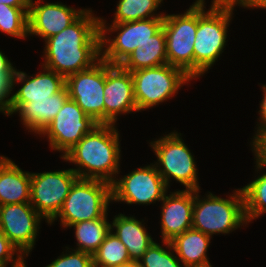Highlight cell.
<instances>
[{
	"mask_svg": "<svg viewBox=\"0 0 266 267\" xmlns=\"http://www.w3.org/2000/svg\"><path fill=\"white\" fill-rule=\"evenodd\" d=\"M44 63L65 78L92 67L101 59L100 17L85 11L67 28L45 40Z\"/></svg>",
	"mask_w": 266,
	"mask_h": 267,
	"instance_id": "6da1fadb",
	"label": "cell"
},
{
	"mask_svg": "<svg viewBox=\"0 0 266 267\" xmlns=\"http://www.w3.org/2000/svg\"><path fill=\"white\" fill-rule=\"evenodd\" d=\"M116 124H98L62 157L75 164L78 178L112 184L120 173L121 148ZM115 176V177H114Z\"/></svg>",
	"mask_w": 266,
	"mask_h": 267,
	"instance_id": "7a4b0ae2",
	"label": "cell"
},
{
	"mask_svg": "<svg viewBox=\"0 0 266 267\" xmlns=\"http://www.w3.org/2000/svg\"><path fill=\"white\" fill-rule=\"evenodd\" d=\"M205 0H197V33L194 41V79L205 74L224 52L234 5L212 0L205 11ZM205 8V9H204Z\"/></svg>",
	"mask_w": 266,
	"mask_h": 267,
	"instance_id": "3957f363",
	"label": "cell"
},
{
	"mask_svg": "<svg viewBox=\"0 0 266 267\" xmlns=\"http://www.w3.org/2000/svg\"><path fill=\"white\" fill-rule=\"evenodd\" d=\"M199 191L194 190L192 228L212 238L213 234H229L248 224L241 188L235 189L227 199L211 192L201 199Z\"/></svg>",
	"mask_w": 266,
	"mask_h": 267,
	"instance_id": "277c9868",
	"label": "cell"
},
{
	"mask_svg": "<svg viewBox=\"0 0 266 267\" xmlns=\"http://www.w3.org/2000/svg\"><path fill=\"white\" fill-rule=\"evenodd\" d=\"M112 202L111 184L93 179L77 178L57 216L63 228L86 220L103 218Z\"/></svg>",
	"mask_w": 266,
	"mask_h": 267,
	"instance_id": "5b68a950",
	"label": "cell"
},
{
	"mask_svg": "<svg viewBox=\"0 0 266 267\" xmlns=\"http://www.w3.org/2000/svg\"><path fill=\"white\" fill-rule=\"evenodd\" d=\"M181 135L174 131L150 142V147L157 157L154 165L167 188L170 186L169 181L174 179L184 185L186 190H200L194 155L180 137Z\"/></svg>",
	"mask_w": 266,
	"mask_h": 267,
	"instance_id": "8992f818",
	"label": "cell"
},
{
	"mask_svg": "<svg viewBox=\"0 0 266 267\" xmlns=\"http://www.w3.org/2000/svg\"><path fill=\"white\" fill-rule=\"evenodd\" d=\"M163 21L164 17H154L106 26V20L100 18L101 58L112 65H120L162 28ZM109 32H117L114 39L105 35Z\"/></svg>",
	"mask_w": 266,
	"mask_h": 267,
	"instance_id": "52a82bcc",
	"label": "cell"
},
{
	"mask_svg": "<svg viewBox=\"0 0 266 267\" xmlns=\"http://www.w3.org/2000/svg\"><path fill=\"white\" fill-rule=\"evenodd\" d=\"M131 74L138 112L174 97L182 85L193 80L170 64L132 71Z\"/></svg>",
	"mask_w": 266,
	"mask_h": 267,
	"instance_id": "ba28073f",
	"label": "cell"
},
{
	"mask_svg": "<svg viewBox=\"0 0 266 267\" xmlns=\"http://www.w3.org/2000/svg\"><path fill=\"white\" fill-rule=\"evenodd\" d=\"M167 64L194 79V41L197 33V0L183 14H166L162 25Z\"/></svg>",
	"mask_w": 266,
	"mask_h": 267,
	"instance_id": "9c48e42d",
	"label": "cell"
},
{
	"mask_svg": "<svg viewBox=\"0 0 266 267\" xmlns=\"http://www.w3.org/2000/svg\"><path fill=\"white\" fill-rule=\"evenodd\" d=\"M77 178L78 175L72 168L31 173L30 204L48 224L61 210Z\"/></svg>",
	"mask_w": 266,
	"mask_h": 267,
	"instance_id": "30bf717a",
	"label": "cell"
},
{
	"mask_svg": "<svg viewBox=\"0 0 266 267\" xmlns=\"http://www.w3.org/2000/svg\"><path fill=\"white\" fill-rule=\"evenodd\" d=\"M167 186L154 163L134 169L111 184L112 202L149 205L162 201Z\"/></svg>",
	"mask_w": 266,
	"mask_h": 267,
	"instance_id": "8fae6325",
	"label": "cell"
},
{
	"mask_svg": "<svg viewBox=\"0 0 266 267\" xmlns=\"http://www.w3.org/2000/svg\"><path fill=\"white\" fill-rule=\"evenodd\" d=\"M105 80L106 61L102 58L92 67L66 77L69 98L98 124H104Z\"/></svg>",
	"mask_w": 266,
	"mask_h": 267,
	"instance_id": "7c38bea8",
	"label": "cell"
},
{
	"mask_svg": "<svg viewBox=\"0 0 266 267\" xmlns=\"http://www.w3.org/2000/svg\"><path fill=\"white\" fill-rule=\"evenodd\" d=\"M98 123L68 98L55 118L39 134L48 138L52 150L63 153L76 145Z\"/></svg>",
	"mask_w": 266,
	"mask_h": 267,
	"instance_id": "4fadbf2b",
	"label": "cell"
},
{
	"mask_svg": "<svg viewBox=\"0 0 266 267\" xmlns=\"http://www.w3.org/2000/svg\"><path fill=\"white\" fill-rule=\"evenodd\" d=\"M42 219L30 202L0 206V231L24 257L35 246Z\"/></svg>",
	"mask_w": 266,
	"mask_h": 267,
	"instance_id": "5bb4252c",
	"label": "cell"
},
{
	"mask_svg": "<svg viewBox=\"0 0 266 267\" xmlns=\"http://www.w3.org/2000/svg\"><path fill=\"white\" fill-rule=\"evenodd\" d=\"M104 124H115L117 116L137 112L130 71L106 62Z\"/></svg>",
	"mask_w": 266,
	"mask_h": 267,
	"instance_id": "9a60e30c",
	"label": "cell"
},
{
	"mask_svg": "<svg viewBox=\"0 0 266 267\" xmlns=\"http://www.w3.org/2000/svg\"><path fill=\"white\" fill-rule=\"evenodd\" d=\"M30 0L28 9V35H37L45 41L67 28L85 9H75L62 2L43 3Z\"/></svg>",
	"mask_w": 266,
	"mask_h": 267,
	"instance_id": "2e32d148",
	"label": "cell"
},
{
	"mask_svg": "<svg viewBox=\"0 0 266 267\" xmlns=\"http://www.w3.org/2000/svg\"><path fill=\"white\" fill-rule=\"evenodd\" d=\"M161 201L162 241H172L176 236L192 228L194 190H178Z\"/></svg>",
	"mask_w": 266,
	"mask_h": 267,
	"instance_id": "e0dca14e",
	"label": "cell"
},
{
	"mask_svg": "<svg viewBox=\"0 0 266 267\" xmlns=\"http://www.w3.org/2000/svg\"><path fill=\"white\" fill-rule=\"evenodd\" d=\"M68 98L69 94L65 86L49 99L30 100L28 103H8L4 114L11 116L16 112L19 113L26 130L39 135L55 118Z\"/></svg>",
	"mask_w": 266,
	"mask_h": 267,
	"instance_id": "ac0fdd59",
	"label": "cell"
},
{
	"mask_svg": "<svg viewBox=\"0 0 266 267\" xmlns=\"http://www.w3.org/2000/svg\"><path fill=\"white\" fill-rule=\"evenodd\" d=\"M42 68L43 72L35 76H28L26 72L16 69L12 79V89L18 82L23 84L15 94L12 93L9 103H28L30 100L49 99L66 86L64 76L44 66Z\"/></svg>",
	"mask_w": 266,
	"mask_h": 267,
	"instance_id": "d6986e66",
	"label": "cell"
},
{
	"mask_svg": "<svg viewBox=\"0 0 266 267\" xmlns=\"http://www.w3.org/2000/svg\"><path fill=\"white\" fill-rule=\"evenodd\" d=\"M31 173L0 156V206L30 202Z\"/></svg>",
	"mask_w": 266,
	"mask_h": 267,
	"instance_id": "ffe728a7",
	"label": "cell"
},
{
	"mask_svg": "<svg viewBox=\"0 0 266 267\" xmlns=\"http://www.w3.org/2000/svg\"><path fill=\"white\" fill-rule=\"evenodd\" d=\"M111 231L126 246L131 261H139L147 249L155 242L144 224L135 217L118 214L114 216Z\"/></svg>",
	"mask_w": 266,
	"mask_h": 267,
	"instance_id": "44dd1931",
	"label": "cell"
},
{
	"mask_svg": "<svg viewBox=\"0 0 266 267\" xmlns=\"http://www.w3.org/2000/svg\"><path fill=\"white\" fill-rule=\"evenodd\" d=\"M210 240V236L190 228L170 242L183 267H190L210 263L206 254Z\"/></svg>",
	"mask_w": 266,
	"mask_h": 267,
	"instance_id": "7402d4cb",
	"label": "cell"
},
{
	"mask_svg": "<svg viewBox=\"0 0 266 267\" xmlns=\"http://www.w3.org/2000/svg\"><path fill=\"white\" fill-rule=\"evenodd\" d=\"M163 64H167V53L165 31L162 27L142 47H137L120 66L132 72Z\"/></svg>",
	"mask_w": 266,
	"mask_h": 267,
	"instance_id": "603a6c76",
	"label": "cell"
},
{
	"mask_svg": "<svg viewBox=\"0 0 266 267\" xmlns=\"http://www.w3.org/2000/svg\"><path fill=\"white\" fill-rule=\"evenodd\" d=\"M107 215L103 218L86 220L69 226V228L73 227L75 229L76 244L78 246L75 250L91 255L96 252L111 230V223L107 221Z\"/></svg>",
	"mask_w": 266,
	"mask_h": 267,
	"instance_id": "cb8c5ba5",
	"label": "cell"
},
{
	"mask_svg": "<svg viewBox=\"0 0 266 267\" xmlns=\"http://www.w3.org/2000/svg\"><path fill=\"white\" fill-rule=\"evenodd\" d=\"M162 2L163 0H119L112 22L124 23L154 17H164V13H155Z\"/></svg>",
	"mask_w": 266,
	"mask_h": 267,
	"instance_id": "d4e9b609",
	"label": "cell"
},
{
	"mask_svg": "<svg viewBox=\"0 0 266 267\" xmlns=\"http://www.w3.org/2000/svg\"><path fill=\"white\" fill-rule=\"evenodd\" d=\"M131 262L126 246L110 230L93 254L94 267H117Z\"/></svg>",
	"mask_w": 266,
	"mask_h": 267,
	"instance_id": "484cf974",
	"label": "cell"
},
{
	"mask_svg": "<svg viewBox=\"0 0 266 267\" xmlns=\"http://www.w3.org/2000/svg\"><path fill=\"white\" fill-rule=\"evenodd\" d=\"M248 223L266 213V172L241 188Z\"/></svg>",
	"mask_w": 266,
	"mask_h": 267,
	"instance_id": "4316f807",
	"label": "cell"
},
{
	"mask_svg": "<svg viewBox=\"0 0 266 267\" xmlns=\"http://www.w3.org/2000/svg\"><path fill=\"white\" fill-rule=\"evenodd\" d=\"M28 9L0 3V31L19 39L28 37Z\"/></svg>",
	"mask_w": 266,
	"mask_h": 267,
	"instance_id": "83f0119b",
	"label": "cell"
},
{
	"mask_svg": "<svg viewBox=\"0 0 266 267\" xmlns=\"http://www.w3.org/2000/svg\"><path fill=\"white\" fill-rule=\"evenodd\" d=\"M165 249L154 242L143 254L139 262L143 267H183L181 261L174 254V249L169 241H162ZM168 249V250H167Z\"/></svg>",
	"mask_w": 266,
	"mask_h": 267,
	"instance_id": "f1b7e54d",
	"label": "cell"
},
{
	"mask_svg": "<svg viewBox=\"0 0 266 267\" xmlns=\"http://www.w3.org/2000/svg\"><path fill=\"white\" fill-rule=\"evenodd\" d=\"M15 67L0 50V112L4 113L10 101L12 79L15 74Z\"/></svg>",
	"mask_w": 266,
	"mask_h": 267,
	"instance_id": "f546056e",
	"label": "cell"
},
{
	"mask_svg": "<svg viewBox=\"0 0 266 267\" xmlns=\"http://www.w3.org/2000/svg\"><path fill=\"white\" fill-rule=\"evenodd\" d=\"M66 248L68 253L64 254L63 252L62 255L45 267H94L93 255L75 249L69 251V248Z\"/></svg>",
	"mask_w": 266,
	"mask_h": 267,
	"instance_id": "4dcf8cb0",
	"label": "cell"
},
{
	"mask_svg": "<svg viewBox=\"0 0 266 267\" xmlns=\"http://www.w3.org/2000/svg\"><path fill=\"white\" fill-rule=\"evenodd\" d=\"M24 261V256L0 231V267H7L9 262L13 263L12 267H20Z\"/></svg>",
	"mask_w": 266,
	"mask_h": 267,
	"instance_id": "1f68e13d",
	"label": "cell"
},
{
	"mask_svg": "<svg viewBox=\"0 0 266 267\" xmlns=\"http://www.w3.org/2000/svg\"><path fill=\"white\" fill-rule=\"evenodd\" d=\"M255 135L253 136V140L250 143L252 147V152L255 156L256 162V170L262 171L266 168V126L260 127L258 130L255 131Z\"/></svg>",
	"mask_w": 266,
	"mask_h": 267,
	"instance_id": "d6a6232c",
	"label": "cell"
},
{
	"mask_svg": "<svg viewBox=\"0 0 266 267\" xmlns=\"http://www.w3.org/2000/svg\"><path fill=\"white\" fill-rule=\"evenodd\" d=\"M262 90L264 93H263V99L261 100V103H260V110L258 111L260 117L258 118L259 123L257 124L258 125L257 130L260 127L266 126V84L262 86Z\"/></svg>",
	"mask_w": 266,
	"mask_h": 267,
	"instance_id": "836d02e7",
	"label": "cell"
},
{
	"mask_svg": "<svg viewBox=\"0 0 266 267\" xmlns=\"http://www.w3.org/2000/svg\"><path fill=\"white\" fill-rule=\"evenodd\" d=\"M0 3H4L7 6L18 8H29L30 0H0Z\"/></svg>",
	"mask_w": 266,
	"mask_h": 267,
	"instance_id": "e575fe53",
	"label": "cell"
},
{
	"mask_svg": "<svg viewBox=\"0 0 266 267\" xmlns=\"http://www.w3.org/2000/svg\"><path fill=\"white\" fill-rule=\"evenodd\" d=\"M244 8H261L266 9V0H251Z\"/></svg>",
	"mask_w": 266,
	"mask_h": 267,
	"instance_id": "d590c367",
	"label": "cell"
},
{
	"mask_svg": "<svg viewBox=\"0 0 266 267\" xmlns=\"http://www.w3.org/2000/svg\"><path fill=\"white\" fill-rule=\"evenodd\" d=\"M229 5L245 7L251 0H218Z\"/></svg>",
	"mask_w": 266,
	"mask_h": 267,
	"instance_id": "8d00e7d4",
	"label": "cell"
},
{
	"mask_svg": "<svg viewBox=\"0 0 266 267\" xmlns=\"http://www.w3.org/2000/svg\"><path fill=\"white\" fill-rule=\"evenodd\" d=\"M117 267H143L139 261H131L127 264H123Z\"/></svg>",
	"mask_w": 266,
	"mask_h": 267,
	"instance_id": "74e56055",
	"label": "cell"
},
{
	"mask_svg": "<svg viewBox=\"0 0 266 267\" xmlns=\"http://www.w3.org/2000/svg\"><path fill=\"white\" fill-rule=\"evenodd\" d=\"M190 267H212L211 263L201 266H190Z\"/></svg>",
	"mask_w": 266,
	"mask_h": 267,
	"instance_id": "f35d334b",
	"label": "cell"
},
{
	"mask_svg": "<svg viewBox=\"0 0 266 267\" xmlns=\"http://www.w3.org/2000/svg\"><path fill=\"white\" fill-rule=\"evenodd\" d=\"M20 267H27L26 263L24 262Z\"/></svg>",
	"mask_w": 266,
	"mask_h": 267,
	"instance_id": "ab89813d",
	"label": "cell"
}]
</instances>
